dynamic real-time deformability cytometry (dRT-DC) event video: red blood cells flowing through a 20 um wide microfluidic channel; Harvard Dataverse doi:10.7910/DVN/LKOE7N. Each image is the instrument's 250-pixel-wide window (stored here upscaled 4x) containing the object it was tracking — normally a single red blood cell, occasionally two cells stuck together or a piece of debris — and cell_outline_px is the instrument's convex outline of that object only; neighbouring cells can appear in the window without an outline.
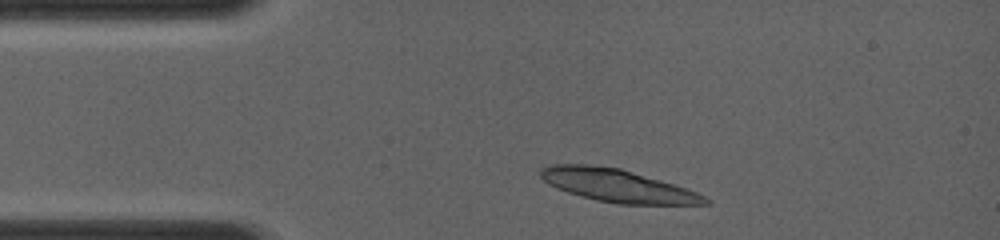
{"species": "common noctule bat (a hibernating species)", "species_latin": "Nyctalus noctula", "temperature_condition": "room temperature", "stored_images_in_passage": 6, "camera_frame_rate_fps": 4000, "um_per_image_px": 0.085, "animal": {"sex": "female", "body_mass_g": 19.0, "forearm_length_mm": 56.7}, "frame": {"image": 1, "passage_image": 6, "time_ms": 0.75, "image_size_px": [1000, 240], "cell_outline_px": [[712, 204], [616, 204], [596, 200], [580, 196], [556, 188], [548, 184], [540, 176], [540, 168], [548, 164], [588, 164], [620, 168], [688, 188], [712, 200]], "centroid_in_image_um": [52.48, 15.77], "position_along_channel_um": 32.5, "area_um2": 31.56}}